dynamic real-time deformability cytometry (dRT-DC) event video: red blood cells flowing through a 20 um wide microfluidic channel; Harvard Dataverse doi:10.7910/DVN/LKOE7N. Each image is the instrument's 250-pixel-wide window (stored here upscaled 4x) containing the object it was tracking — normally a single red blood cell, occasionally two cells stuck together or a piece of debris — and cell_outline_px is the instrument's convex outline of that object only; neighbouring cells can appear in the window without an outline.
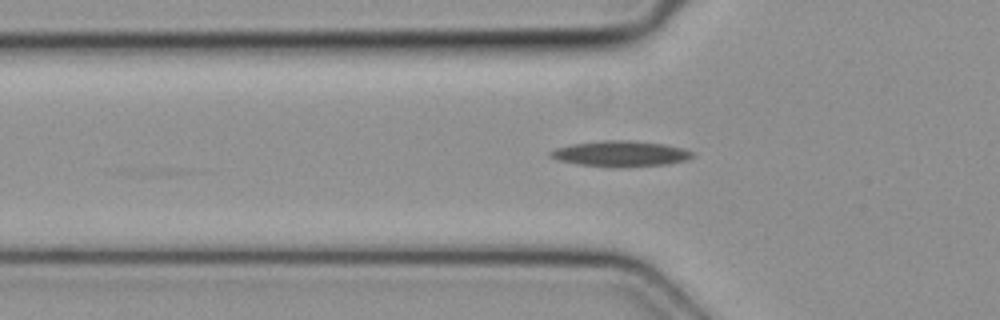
{"species": "common noctule bat (a hibernating species)", "species_latin": "Nyctalus noctula", "temperature_condition": "cold", "stored_images_in_passage": 29, "camera_frame_rate_fps": 3000, "um_per_image_px": 0.085, "animal": {"sex": "female", "body_mass_g": 19.3, "forearm_length_mm": 54.1}, "frame": {"image": 1, "passage_image": 3, "time_ms": 0.667, "image_size_px": [1000, 320], "cell_outline_px": [[696, 156], [688, 160], [668, 164], [620, 168], [612, 168], [580, 164], [560, 160], [548, 156], [548, 152], [556, 148], [572, 144], [604, 140], [624, 140], [664, 144], [680, 148], [692, 152]], "centroid_in_image_um": [52.76, 13.08], "position_along_channel_um": 73.0, "area_um2": 21.33}}
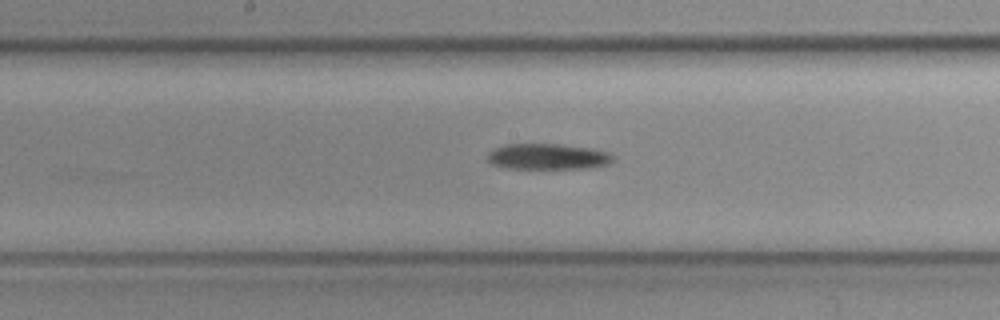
{"frame": {"image": 2, "passage_image": 12, "time_ms": 3.667, "image_size_px": [1000, 320], "cell_outline_px": [[616, 156], [612, 164], [592, 168], [508, 168], [492, 164], [488, 160], [488, 152], [496, 148], [508, 144], [556, 144], [592, 148], [608, 152]], "centroid_in_image_um": [46.65, 13.31], "position_along_channel_um": 201.5, "area_um2": 18.96}}
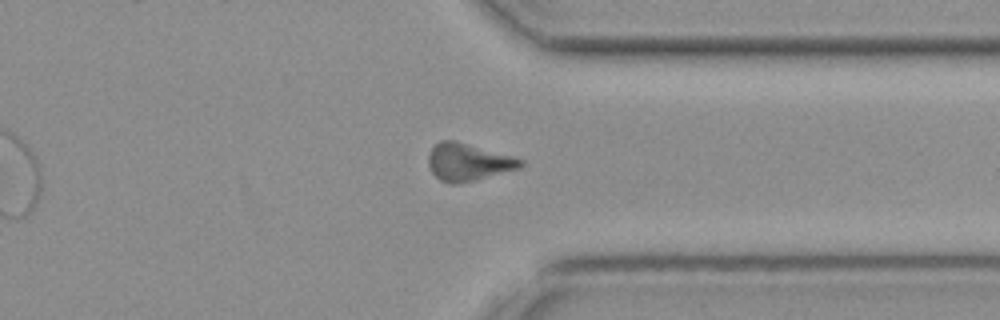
{"frame": {"image": 3, "passage_image": 24, "time_ms": 7.667, "image_size_px": [1000, 320], "cell_outline_px": [[524, 164], [520, 168], [476, 180], [456, 184], [452, 184], [440, 180], [432, 172], [428, 164], [428, 156], [432, 148], [440, 140], [456, 140], [512, 156], [524, 160]], "centroid_in_image_um": [39.8, 13.77], "position_along_channel_um": 371.6, "area_um2": 20.06}}